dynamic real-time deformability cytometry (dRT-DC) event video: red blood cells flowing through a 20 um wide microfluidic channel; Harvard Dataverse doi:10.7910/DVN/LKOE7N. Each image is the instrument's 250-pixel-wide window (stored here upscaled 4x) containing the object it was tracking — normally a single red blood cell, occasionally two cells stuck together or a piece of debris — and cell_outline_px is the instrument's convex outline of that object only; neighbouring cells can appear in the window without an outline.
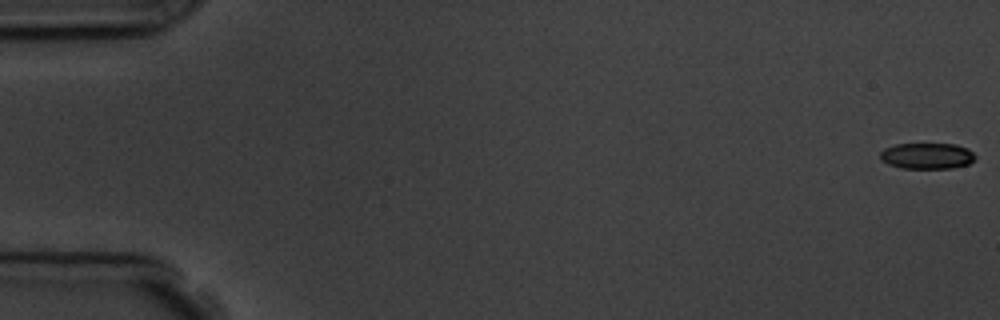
{"species": "common noctule bat (a hibernating species)", "species_latin": "Nyctalus noctula", "temperature_condition": "room temperature", "stored_images_in_passage": 8, "camera_frame_rate_fps": 3000, "um_per_image_px": 0.085, "animal": {"sex": "male", "body_mass_g": 19.5, "forearm_length_mm": 54.6}, "frame": {"image": 1, "passage_image": 1, "time_ms": 0.0, "image_size_px": [1000, 320], "cell_outline_px": [[976, 156], [968, 164], [952, 168], [900, 168], [888, 164], [880, 156], [880, 152], [884, 148], [896, 144], [956, 144], [968, 148]], "centroid_in_image_um": [78.8, 13.24], "position_along_channel_um": 6.2, "area_um2": 14.33}}
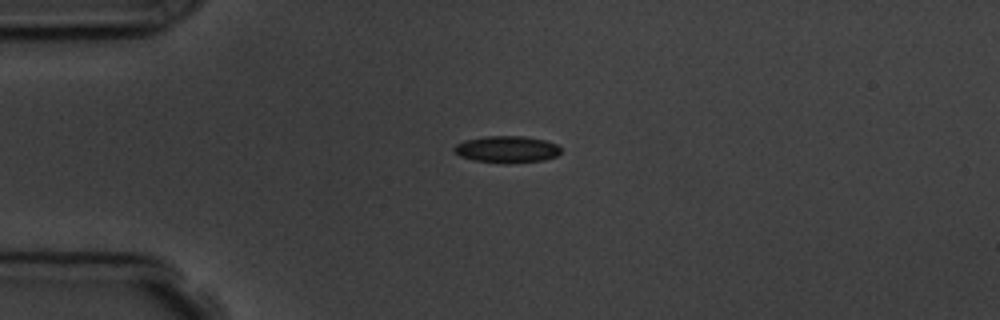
{"frame": {"image": 2, "passage_image": 4, "time_ms": 4.333, "image_size_px": [1000, 320], "cell_outline_px": [[560, 152], [556, 156], [544, 160], [476, 160], [460, 156], [452, 148], [456, 144], [464, 140], [484, 136], [524, 136], [544, 140], [556, 144], [560, 148]], "centroid_in_image_um": [43.06, 12.63], "position_along_channel_um": 41.9, "area_um2": 15.66}}